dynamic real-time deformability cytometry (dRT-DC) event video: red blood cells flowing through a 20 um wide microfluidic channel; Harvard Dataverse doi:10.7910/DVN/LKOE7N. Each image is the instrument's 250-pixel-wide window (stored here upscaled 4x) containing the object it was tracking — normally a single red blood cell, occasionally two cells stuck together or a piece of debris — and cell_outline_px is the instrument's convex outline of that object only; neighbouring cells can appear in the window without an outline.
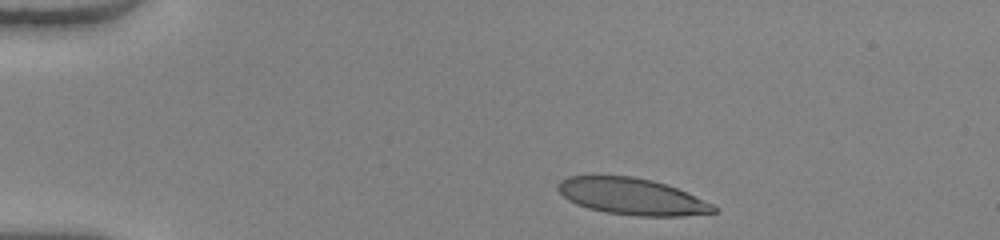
{"species": "human", "species_latin": "Homo sapiens", "temperature_condition": "warm", "stored_images_in_passage": 42, "camera_frame_rate_fps": 3000, "um_per_image_px": 0.085, "donor": {"sex": "female"}, "frame": {"image": 1, "passage_image": 1, "time_ms": 0.0, "image_size_px": [1000, 240], "cell_outline_px": [[716, 212], [684, 216], [636, 216], [608, 212], [588, 208], [576, 204], [568, 200], [556, 188], [556, 184], [560, 180], [568, 176], [632, 176], [652, 180], [676, 188], [712, 204], [716, 208]], "centroid_in_image_um": [53.66, 16.7], "position_along_channel_um": 31.3, "area_um2": 32.89}}
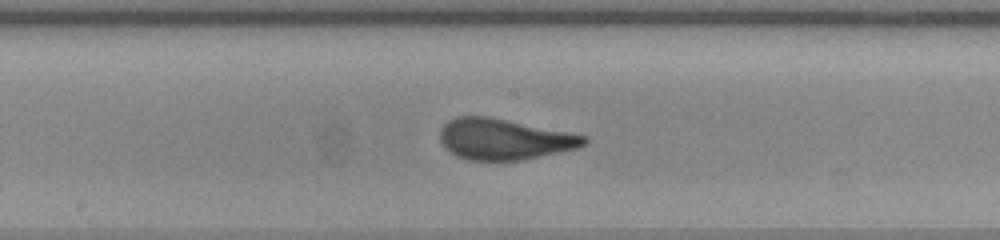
{"frame": {"image": 2, "passage_image": 19, "time_ms": 6.0, "image_size_px": [1000, 240], "cell_outline_px": [[588, 140], [580, 148], [520, 160], [464, 160], [456, 156], [444, 148], [440, 140], [440, 128], [448, 120], [456, 116], [488, 116], [588, 136]], "centroid_in_image_um": [42.82, 11.83], "position_along_channel_um": 205.4, "area_um2": 34.45}}
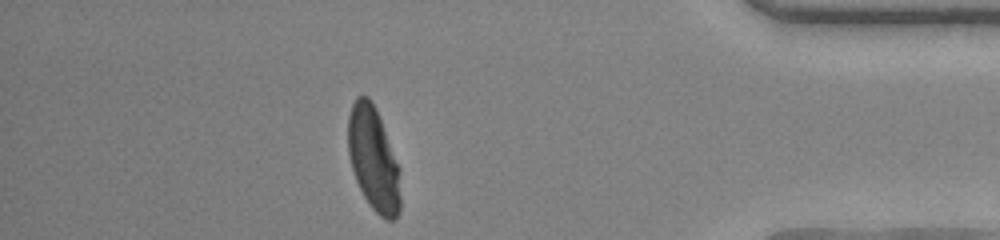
{"frame": {"image": 3, "passage_image": 36, "time_ms": 11.667, "image_size_px": [1000, 240], "cell_outline_px": [[400, 212], [392, 220], [384, 220], [372, 208], [364, 196], [356, 180], [348, 156], [348, 116], [352, 104], [356, 96], [368, 96], [376, 108], [400, 168]], "centroid_in_image_um": [31.75, 13.51], "position_along_channel_um": 403.5, "area_um2": 31.79}, "authors_computed_cell_mechanics": {"area_um2": 33.5529, "velocity_mm_per_s": 4.0993, "shape_relaxation_time_tau1_ms": 5.6875, "shape_relaxation_time_tau2_ms": null, "deformation_change_tau1": 0.2502, "deformation_change_tau2": null}}